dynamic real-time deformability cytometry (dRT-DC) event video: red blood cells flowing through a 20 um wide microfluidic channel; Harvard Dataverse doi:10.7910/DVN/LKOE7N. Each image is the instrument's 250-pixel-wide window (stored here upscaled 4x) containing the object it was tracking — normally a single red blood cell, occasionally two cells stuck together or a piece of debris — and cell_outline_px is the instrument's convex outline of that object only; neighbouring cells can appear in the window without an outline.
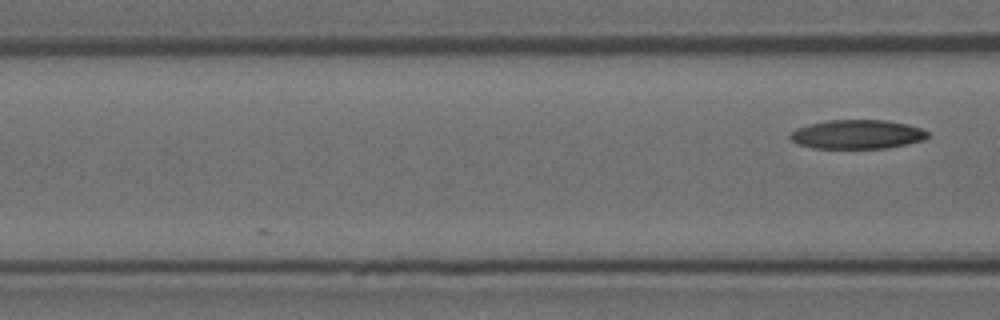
{"species": "Egyptian fruit bat (a non-hibernating species)", "species_latin": "Rousettus aegyptiacus", "temperature_condition": "room temperature", "stored_images_in_passage": 3, "camera_frame_rate_fps": 3000, "um_per_image_px": 0.085, "animal": {"sex": "female"}, "frame": {"image": 1, "passage_image": 3, "time_ms": 0.667, "image_size_px": [1000, 320], "cell_outline_px": [[932, 136], [924, 140], [888, 148], [812, 148], [796, 144], [788, 136], [796, 128], [808, 124], [828, 120], [884, 120], [908, 124], [920, 128], [928, 132]], "centroid_in_image_um": [72.86, 11.42], "position_along_channel_um": 93.7, "area_um2": 23.47}}